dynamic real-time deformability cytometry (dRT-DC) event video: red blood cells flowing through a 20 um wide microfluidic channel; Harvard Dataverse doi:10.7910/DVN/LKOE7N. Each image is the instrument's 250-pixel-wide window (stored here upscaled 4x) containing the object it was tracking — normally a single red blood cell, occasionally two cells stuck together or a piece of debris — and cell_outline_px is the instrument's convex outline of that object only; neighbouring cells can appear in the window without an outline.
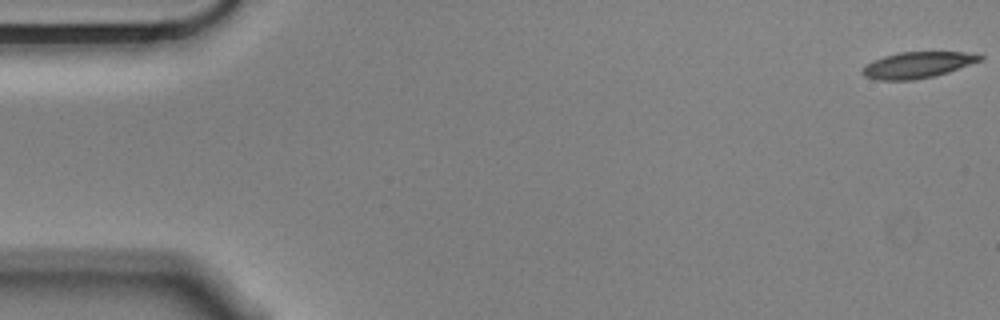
{"species": "Egyptian fruit bat (a non-hibernating species)", "species_latin": "Rousettus aegyptiacus", "temperature_condition": "cold", "stored_images_in_passage": 57, "camera_frame_rate_fps": 3000, "um_per_image_px": 0.085, "animal": {"sex": "male"}, "frame": {"image": 1, "passage_image": 1, "time_ms": 0.0, "image_size_px": [1000, 320], "cell_outline_px": [[984, 60], [948, 72], [932, 76], [912, 80], [880, 80], [864, 76], [860, 72], [872, 60], [884, 56], [900, 52], [964, 52], [984, 56]], "centroid_in_image_um": [78.0, 5.52], "position_along_channel_um": 7.0, "area_um2": 17.8}}
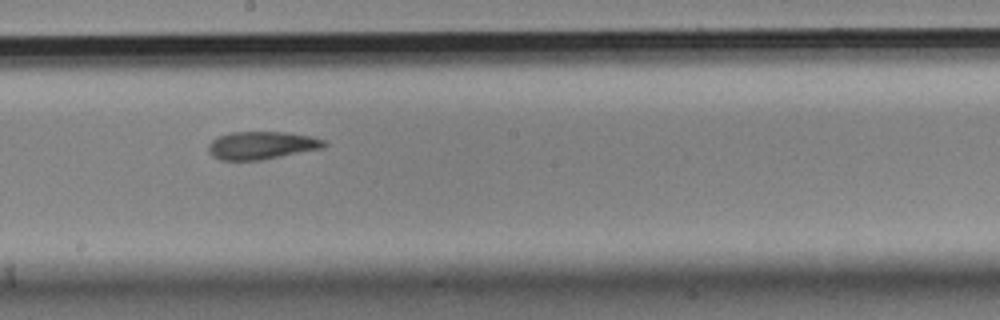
{"frame": {"image": 2, "passage_image": 31, "time_ms": 10.0, "image_size_px": [1000, 320], "cell_outline_px": [[328, 144], [324, 148], [264, 160], [220, 160], [212, 156], [208, 152], [208, 144], [212, 140], [220, 136], [232, 132], [284, 132], [312, 136], [324, 140]], "centroid_in_image_um": [22.26, 12.36], "position_along_channel_um": 225.9, "area_um2": 18.96}}
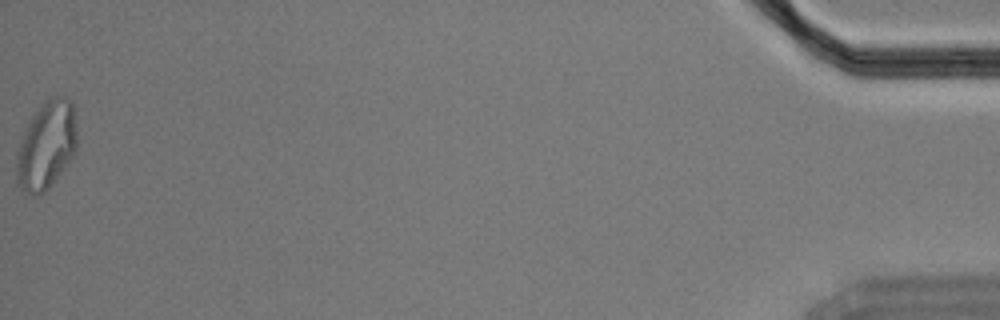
{"frame": {"image": 3, "passage_image": 57, "time_ms": 18.667, "image_size_px": [1000, 320], "cell_outline_px": [[76, 148], [72, 156], [48, 188], [44, 192], [36, 196], [20, 188], [16, 180], [16, 152], [24, 128], [32, 116], [48, 100], [56, 96], [64, 96], [72, 104], [76, 132]], "centroid_in_image_um": [3.9, 12.38], "position_along_channel_um": 431.3, "area_um2": 30.4}, "authors_computed_cell_mechanics": {"area_um2": 19.0162, "velocity_mm_per_s": 3.5276, "shape_relaxation_time_tau1_ms": 7.5928, "shape_relaxation_time_tau2_ms": 3.4853, "deformation_change_tau1": 0.2025, "deformation_change_tau2": 0.102}}